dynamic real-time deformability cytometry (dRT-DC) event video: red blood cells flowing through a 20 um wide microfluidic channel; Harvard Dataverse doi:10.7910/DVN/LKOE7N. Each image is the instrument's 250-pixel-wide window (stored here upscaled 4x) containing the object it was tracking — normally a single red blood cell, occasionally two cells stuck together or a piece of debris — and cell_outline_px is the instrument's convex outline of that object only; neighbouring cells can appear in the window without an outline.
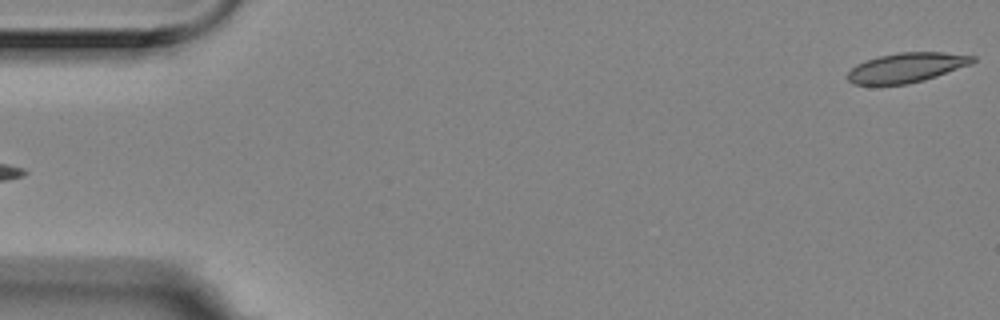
{"species": "Egyptian fruit bat (a non-hibernating species)", "species_latin": "Rousettus aegyptiacus", "temperature_condition": "room temperature", "stored_images_in_passage": 5, "segment_of_instrument_passage": [2, 2], "camera_frame_rate_fps": 3000, "um_per_image_px": 0.085, "animal": {"sex": "female"}, "frame": {"image": 1, "passage_image": 5, "time_ms": 1.333, "image_size_px": [1000, 320], "cell_outline_px": [[976, 60], [972, 64], [924, 80], [908, 84], [852, 84], [848, 80], [848, 72], [856, 64], [864, 60], [880, 56], [900, 52], [944, 52], [976, 56]], "centroid_in_image_um": [77.08, 5.73], "position_along_channel_um": 7.9, "area_um2": 21.56}}